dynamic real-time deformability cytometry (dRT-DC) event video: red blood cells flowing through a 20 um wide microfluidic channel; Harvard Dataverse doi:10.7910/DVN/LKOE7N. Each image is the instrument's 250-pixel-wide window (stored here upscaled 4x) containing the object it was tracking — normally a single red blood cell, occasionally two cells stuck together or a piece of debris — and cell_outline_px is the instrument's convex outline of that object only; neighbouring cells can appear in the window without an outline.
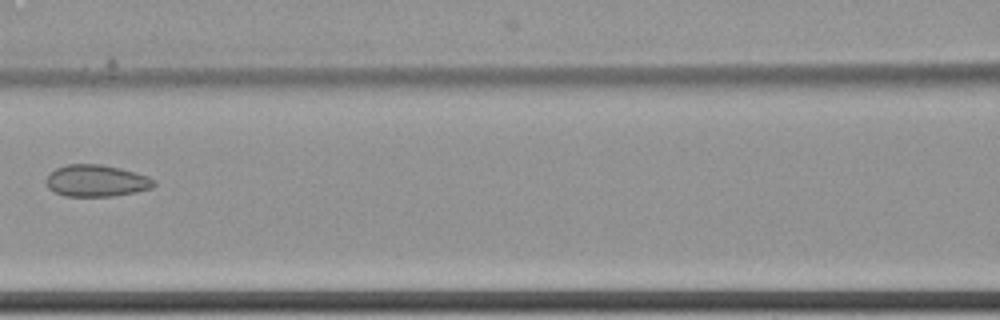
{"species": "common noctule bat (a hibernating species)", "species_latin": "Nyctalus noctula", "temperature_condition": "cold", "stored_images_in_passage": 10, "camera_frame_rate_fps": 3000, "um_per_image_px": 0.085, "animal": {"sex": "female", "body_mass_g": 22.7, "forearm_length_mm": 54.2}, "frame": {"image": 1, "passage_image": 9, "time_ms": 2.667, "image_size_px": [1000, 320], "cell_outline_px": [[156, 184], [152, 188], [136, 192], [112, 196], [64, 196], [48, 188], [44, 180], [56, 168], [68, 164], [100, 164], [120, 168], [136, 172], [148, 176], [156, 180]], "centroid_in_image_um": [8.21, 15.36], "position_along_channel_um": 158.4, "area_um2": 20.06}}
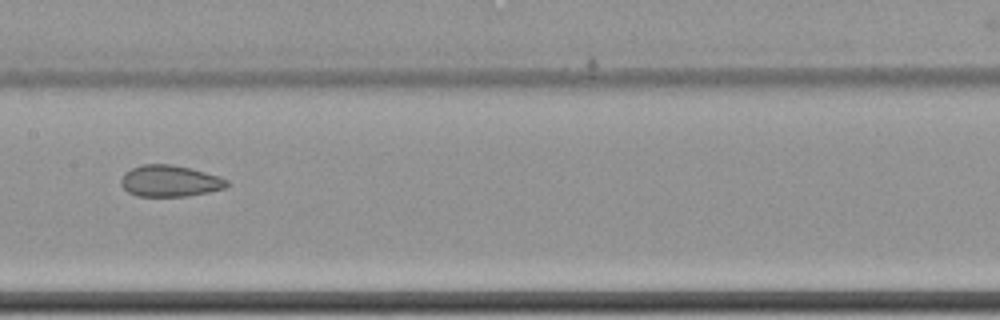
{"frame": {"image": 2, "passage_image": 10, "time_ms": 3.0, "image_size_px": [1000, 320], "cell_outline_px": [[232, 184], [224, 188], [208, 192], [188, 196], [136, 196], [128, 192], [120, 184], [120, 180], [124, 172], [132, 168], [144, 164], [172, 164], [192, 168], [220, 176], [228, 180]], "centroid_in_image_um": [14.46, 15.38], "position_along_channel_um": 192.9, "area_um2": 19.65}}